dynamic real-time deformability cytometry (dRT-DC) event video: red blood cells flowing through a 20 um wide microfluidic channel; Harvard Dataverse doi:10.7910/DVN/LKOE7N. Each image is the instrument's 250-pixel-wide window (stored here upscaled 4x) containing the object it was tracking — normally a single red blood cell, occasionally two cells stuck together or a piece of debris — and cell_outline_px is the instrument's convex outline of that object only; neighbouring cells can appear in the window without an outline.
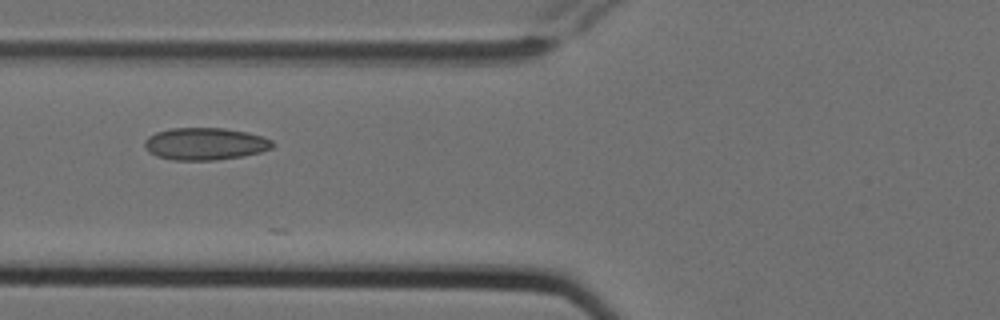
{"species": "Egyptian fruit bat (a non-hibernating species)", "species_latin": "Rousettus aegyptiacus", "temperature_condition": "cold", "stored_images_in_passage": 8, "camera_frame_rate_fps": 3000, "um_per_image_px": 0.085, "animal": {"sex": "female"}, "frame": {"image": 1, "passage_image": 6, "time_ms": 1.667, "image_size_px": [1000, 320], "cell_outline_px": [[276, 144], [272, 148], [260, 152], [244, 156], [216, 160], [172, 160], [156, 156], [148, 152], [144, 148], [144, 140], [148, 136], [156, 132], [172, 128], [224, 128], [248, 132], [272, 140]], "centroid_in_image_um": [17.42, 12.23], "position_along_channel_um": 108.4, "area_um2": 24.28}}
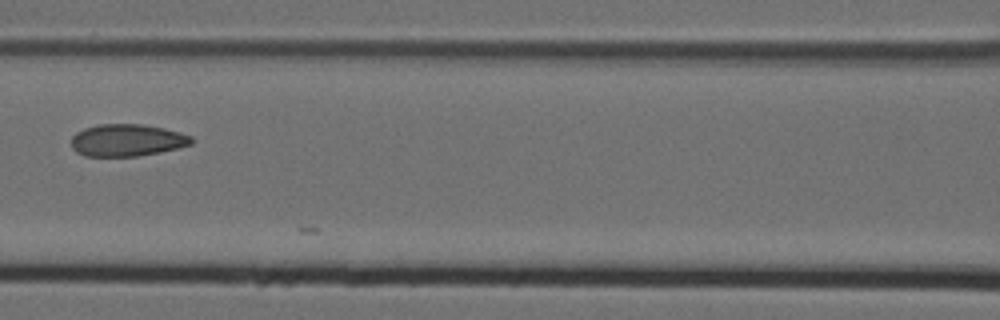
{"frame": {"image": 2, "passage_image": 7, "time_ms": 2.0, "image_size_px": [1000, 320], "cell_outline_px": [[192, 144], [180, 148], [160, 152], [136, 156], [84, 156], [76, 152], [72, 148], [72, 136], [76, 132], [84, 128], [100, 124], [140, 124], [164, 128], [180, 132], [192, 136]], "centroid_in_image_um": [10.8, 11.92], "position_along_channel_um": 155.8, "area_um2": 22.6}}